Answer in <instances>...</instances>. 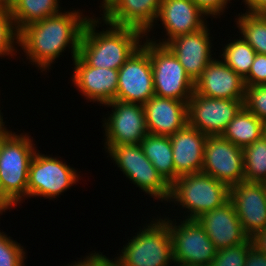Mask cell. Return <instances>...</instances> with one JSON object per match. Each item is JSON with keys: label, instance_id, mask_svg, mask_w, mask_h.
<instances>
[{"label": "cell", "instance_id": "cell-24", "mask_svg": "<svg viewBox=\"0 0 266 266\" xmlns=\"http://www.w3.org/2000/svg\"><path fill=\"white\" fill-rule=\"evenodd\" d=\"M264 134V122L243 107L229 122L222 137L244 149Z\"/></svg>", "mask_w": 266, "mask_h": 266}, {"label": "cell", "instance_id": "cell-28", "mask_svg": "<svg viewBox=\"0 0 266 266\" xmlns=\"http://www.w3.org/2000/svg\"><path fill=\"white\" fill-rule=\"evenodd\" d=\"M244 181L266 183V135L243 149Z\"/></svg>", "mask_w": 266, "mask_h": 266}, {"label": "cell", "instance_id": "cell-16", "mask_svg": "<svg viewBox=\"0 0 266 266\" xmlns=\"http://www.w3.org/2000/svg\"><path fill=\"white\" fill-rule=\"evenodd\" d=\"M230 201L249 238L266 228V183L235 184L230 187Z\"/></svg>", "mask_w": 266, "mask_h": 266}, {"label": "cell", "instance_id": "cell-36", "mask_svg": "<svg viewBox=\"0 0 266 266\" xmlns=\"http://www.w3.org/2000/svg\"><path fill=\"white\" fill-rule=\"evenodd\" d=\"M244 266H266V254L259 252L251 246L247 251V258Z\"/></svg>", "mask_w": 266, "mask_h": 266}, {"label": "cell", "instance_id": "cell-11", "mask_svg": "<svg viewBox=\"0 0 266 266\" xmlns=\"http://www.w3.org/2000/svg\"><path fill=\"white\" fill-rule=\"evenodd\" d=\"M111 108V114L102 118L104 146L140 144L148 134L144 106L114 100L103 105Z\"/></svg>", "mask_w": 266, "mask_h": 266}, {"label": "cell", "instance_id": "cell-39", "mask_svg": "<svg viewBox=\"0 0 266 266\" xmlns=\"http://www.w3.org/2000/svg\"><path fill=\"white\" fill-rule=\"evenodd\" d=\"M14 208L8 200L1 194L0 192V215L5 214L6 211H10V209Z\"/></svg>", "mask_w": 266, "mask_h": 266}, {"label": "cell", "instance_id": "cell-9", "mask_svg": "<svg viewBox=\"0 0 266 266\" xmlns=\"http://www.w3.org/2000/svg\"><path fill=\"white\" fill-rule=\"evenodd\" d=\"M155 96L188 102L195 83L166 45L149 41Z\"/></svg>", "mask_w": 266, "mask_h": 266}, {"label": "cell", "instance_id": "cell-40", "mask_svg": "<svg viewBox=\"0 0 266 266\" xmlns=\"http://www.w3.org/2000/svg\"><path fill=\"white\" fill-rule=\"evenodd\" d=\"M12 133V129L9 130L7 127L0 128V151L4 140Z\"/></svg>", "mask_w": 266, "mask_h": 266}, {"label": "cell", "instance_id": "cell-8", "mask_svg": "<svg viewBox=\"0 0 266 266\" xmlns=\"http://www.w3.org/2000/svg\"><path fill=\"white\" fill-rule=\"evenodd\" d=\"M160 213L168 225L174 263L186 266H209L217 249L196 219H171ZM165 217V218H164ZM180 222V223H179Z\"/></svg>", "mask_w": 266, "mask_h": 266}, {"label": "cell", "instance_id": "cell-5", "mask_svg": "<svg viewBox=\"0 0 266 266\" xmlns=\"http://www.w3.org/2000/svg\"><path fill=\"white\" fill-rule=\"evenodd\" d=\"M33 140L13 131L0 151V192L14 208L27 200L29 165L38 150Z\"/></svg>", "mask_w": 266, "mask_h": 266}, {"label": "cell", "instance_id": "cell-3", "mask_svg": "<svg viewBox=\"0 0 266 266\" xmlns=\"http://www.w3.org/2000/svg\"><path fill=\"white\" fill-rule=\"evenodd\" d=\"M146 220L128 238L114 257L115 266H173V249L168 225L157 215ZM149 222V223H147ZM121 251V252H120Z\"/></svg>", "mask_w": 266, "mask_h": 266}, {"label": "cell", "instance_id": "cell-38", "mask_svg": "<svg viewBox=\"0 0 266 266\" xmlns=\"http://www.w3.org/2000/svg\"><path fill=\"white\" fill-rule=\"evenodd\" d=\"M250 239L253 247H255L259 252L266 254V228L256 233Z\"/></svg>", "mask_w": 266, "mask_h": 266}, {"label": "cell", "instance_id": "cell-37", "mask_svg": "<svg viewBox=\"0 0 266 266\" xmlns=\"http://www.w3.org/2000/svg\"><path fill=\"white\" fill-rule=\"evenodd\" d=\"M242 2L247 13L266 14V0H242Z\"/></svg>", "mask_w": 266, "mask_h": 266}, {"label": "cell", "instance_id": "cell-2", "mask_svg": "<svg viewBox=\"0 0 266 266\" xmlns=\"http://www.w3.org/2000/svg\"><path fill=\"white\" fill-rule=\"evenodd\" d=\"M95 16L93 13L85 24L78 56L88 66L119 70L142 45L145 34L135 28L111 25ZM102 26L105 28L100 31Z\"/></svg>", "mask_w": 266, "mask_h": 266}, {"label": "cell", "instance_id": "cell-34", "mask_svg": "<svg viewBox=\"0 0 266 266\" xmlns=\"http://www.w3.org/2000/svg\"><path fill=\"white\" fill-rule=\"evenodd\" d=\"M195 5L207 16L212 19L221 18L227 12L230 1L232 0H192ZM228 6V7H227Z\"/></svg>", "mask_w": 266, "mask_h": 266}, {"label": "cell", "instance_id": "cell-20", "mask_svg": "<svg viewBox=\"0 0 266 266\" xmlns=\"http://www.w3.org/2000/svg\"><path fill=\"white\" fill-rule=\"evenodd\" d=\"M194 91L216 99H244V79L235 73L220 57L214 58L195 82Z\"/></svg>", "mask_w": 266, "mask_h": 266}, {"label": "cell", "instance_id": "cell-10", "mask_svg": "<svg viewBox=\"0 0 266 266\" xmlns=\"http://www.w3.org/2000/svg\"><path fill=\"white\" fill-rule=\"evenodd\" d=\"M154 95L149 40L145 38L142 45L118 70L115 100L144 105Z\"/></svg>", "mask_w": 266, "mask_h": 266}, {"label": "cell", "instance_id": "cell-19", "mask_svg": "<svg viewBox=\"0 0 266 266\" xmlns=\"http://www.w3.org/2000/svg\"><path fill=\"white\" fill-rule=\"evenodd\" d=\"M196 220L217 250L242 244L249 239L230 200L219 208L203 213Z\"/></svg>", "mask_w": 266, "mask_h": 266}, {"label": "cell", "instance_id": "cell-17", "mask_svg": "<svg viewBox=\"0 0 266 266\" xmlns=\"http://www.w3.org/2000/svg\"><path fill=\"white\" fill-rule=\"evenodd\" d=\"M162 0H106L100 18L114 26L131 27L146 34L156 23Z\"/></svg>", "mask_w": 266, "mask_h": 266}, {"label": "cell", "instance_id": "cell-44", "mask_svg": "<svg viewBox=\"0 0 266 266\" xmlns=\"http://www.w3.org/2000/svg\"><path fill=\"white\" fill-rule=\"evenodd\" d=\"M173 266H186V265H181V264L174 263Z\"/></svg>", "mask_w": 266, "mask_h": 266}, {"label": "cell", "instance_id": "cell-41", "mask_svg": "<svg viewBox=\"0 0 266 266\" xmlns=\"http://www.w3.org/2000/svg\"><path fill=\"white\" fill-rule=\"evenodd\" d=\"M17 0H0V7L11 9Z\"/></svg>", "mask_w": 266, "mask_h": 266}, {"label": "cell", "instance_id": "cell-42", "mask_svg": "<svg viewBox=\"0 0 266 266\" xmlns=\"http://www.w3.org/2000/svg\"><path fill=\"white\" fill-rule=\"evenodd\" d=\"M1 101V100H0ZM1 108V107H0ZM3 113L1 112L0 110V128H3V127H6L7 125L5 124L6 123V120L4 121V118H3Z\"/></svg>", "mask_w": 266, "mask_h": 266}, {"label": "cell", "instance_id": "cell-1", "mask_svg": "<svg viewBox=\"0 0 266 266\" xmlns=\"http://www.w3.org/2000/svg\"><path fill=\"white\" fill-rule=\"evenodd\" d=\"M71 9L28 24L19 31L18 47L28 63L43 74L52 70L66 48L71 52L72 61L78 56L81 35L91 15H84L85 9Z\"/></svg>", "mask_w": 266, "mask_h": 266}, {"label": "cell", "instance_id": "cell-27", "mask_svg": "<svg viewBox=\"0 0 266 266\" xmlns=\"http://www.w3.org/2000/svg\"><path fill=\"white\" fill-rule=\"evenodd\" d=\"M235 17L237 33L256 53L266 55V14L240 12Z\"/></svg>", "mask_w": 266, "mask_h": 266}, {"label": "cell", "instance_id": "cell-18", "mask_svg": "<svg viewBox=\"0 0 266 266\" xmlns=\"http://www.w3.org/2000/svg\"><path fill=\"white\" fill-rule=\"evenodd\" d=\"M209 28L207 24L200 31L177 36L166 44L194 83L200 78L207 65L215 58L213 55L214 50L212 49L214 44L212 43L213 39Z\"/></svg>", "mask_w": 266, "mask_h": 266}, {"label": "cell", "instance_id": "cell-43", "mask_svg": "<svg viewBox=\"0 0 266 266\" xmlns=\"http://www.w3.org/2000/svg\"><path fill=\"white\" fill-rule=\"evenodd\" d=\"M264 134L266 135V122H264Z\"/></svg>", "mask_w": 266, "mask_h": 266}, {"label": "cell", "instance_id": "cell-15", "mask_svg": "<svg viewBox=\"0 0 266 266\" xmlns=\"http://www.w3.org/2000/svg\"><path fill=\"white\" fill-rule=\"evenodd\" d=\"M72 84L87 102L103 105L115 100L118 70L88 66L79 56L73 60Z\"/></svg>", "mask_w": 266, "mask_h": 266}, {"label": "cell", "instance_id": "cell-33", "mask_svg": "<svg viewBox=\"0 0 266 266\" xmlns=\"http://www.w3.org/2000/svg\"><path fill=\"white\" fill-rule=\"evenodd\" d=\"M245 86L266 85V55L256 53L248 76L244 79Z\"/></svg>", "mask_w": 266, "mask_h": 266}, {"label": "cell", "instance_id": "cell-45", "mask_svg": "<svg viewBox=\"0 0 266 266\" xmlns=\"http://www.w3.org/2000/svg\"><path fill=\"white\" fill-rule=\"evenodd\" d=\"M106 0H101L100 2V5L98 7H100Z\"/></svg>", "mask_w": 266, "mask_h": 266}, {"label": "cell", "instance_id": "cell-35", "mask_svg": "<svg viewBox=\"0 0 266 266\" xmlns=\"http://www.w3.org/2000/svg\"><path fill=\"white\" fill-rule=\"evenodd\" d=\"M103 252L92 251L87 253L88 255L84 256L80 260L74 261L71 264H67L64 266H115L114 259L107 257L106 254H102Z\"/></svg>", "mask_w": 266, "mask_h": 266}, {"label": "cell", "instance_id": "cell-32", "mask_svg": "<svg viewBox=\"0 0 266 266\" xmlns=\"http://www.w3.org/2000/svg\"><path fill=\"white\" fill-rule=\"evenodd\" d=\"M244 107L266 122V85L245 86Z\"/></svg>", "mask_w": 266, "mask_h": 266}, {"label": "cell", "instance_id": "cell-29", "mask_svg": "<svg viewBox=\"0 0 266 266\" xmlns=\"http://www.w3.org/2000/svg\"><path fill=\"white\" fill-rule=\"evenodd\" d=\"M18 37L17 31L11 10L9 8L0 7V58L7 57V59H15L17 54L21 51L18 50ZM17 45V46H16ZM9 56V57H8ZM11 57V58H10ZM15 57V58H14Z\"/></svg>", "mask_w": 266, "mask_h": 266}, {"label": "cell", "instance_id": "cell-31", "mask_svg": "<svg viewBox=\"0 0 266 266\" xmlns=\"http://www.w3.org/2000/svg\"><path fill=\"white\" fill-rule=\"evenodd\" d=\"M251 246L252 241L249 238L242 244L217 250L216 256L209 266H244L247 251Z\"/></svg>", "mask_w": 266, "mask_h": 266}, {"label": "cell", "instance_id": "cell-22", "mask_svg": "<svg viewBox=\"0 0 266 266\" xmlns=\"http://www.w3.org/2000/svg\"><path fill=\"white\" fill-rule=\"evenodd\" d=\"M187 103L152 96L143 106L148 133L171 136L188 124Z\"/></svg>", "mask_w": 266, "mask_h": 266}, {"label": "cell", "instance_id": "cell-23", "mask_svg": "<svg viewBox=\"0 0 266 266\" xmlns=\"http://www.w3.org/2000/svg\"><path fill=\"white\" fill-rule=\"evenodd\" d=\"M140 145L157 172L171 185L175 181V167L170 136L148 133Z\"/></svg>", "mask_w": 266, "mask_h": 266}, {"label": "cell", "instance_id": "cell-7", "mask_svg": "<svg viewBox=\"0 0 266 266\" xmlns=\"http://www.w3.org/2000/svg\"><path fill=\"white\" fill-rule=\"evenodd\" d=\"M59 156L40 153L37 150L31 159L28 174L27 199L40 197L58 199L61 194L79 183L81 171L67 165ZM58 197V198H57Z\"/></svg>", "mask_w": 266, "mask_h": 266}, {"label": "cell", "instance_id": "cell-30", "mask_svg": "<svg viewBox=\"0 0 266 266\" xmlns=\"http://www.w3.org/2000/svg\"><path fill=\"white\" fill-rule=\"evenodd\" d=\"M26 254L22 244L0 230V266H25Z\"/></svg>", "mask_w": 266, "mask_h": 266}, {"label": "cell", "instance_id": "cell-6", "mask_svg": "<svg viewBox=\"0 0 266 266\" xmlns=\"http://www.w3.org/2000/svg\"><path fill=\"white\" fill-rule=\"evenodd\" d=\"M107 158L117 165V169L141 192L149 197L166 203L170 197V185L157 172L145 156L140 144H120L104 146Z\"/></svg>", "mask_w": 266, "mask_h": 266}, {"label": "cell", "instance_id": "cell-14", "mask_svg": "<svg viewBox=\"0 0 266 266\" xmlns=\"http://www.w3.org/2000/svg\"><path fill=\"white\" fill-rule=\"evenodd\" d=\"M205 174L229 187L244 182V152L221 135L208 136L204 149Z\"/></svg>", "mask_w": 266, "mask_h": 266}, {"label": "cell", "instance_id": "cell-25", "mask_svg": "<svg viewBox=\"0 0 266 266\" xmlns=\"http://www.w3.org/2000/svg\"><path fill=\"white\" fill-rule=\"evenodd\" d=\"M60 1L61 0H17L10 9L17 31L19 32L28 24L54 16L63 11L59 4Z\"/></svg>", "mask_w": 266, "mask_h": 266}, {"label": "cell", "instance_id": "cell-13", "mask_svg": "<svg viewBox=\"0 0 266 266\" xmlns=\"http://www.w3.org/2000/svg\"><path fill=\"white\" fill-rule=\"evenodd\" d=\"M206 19L207 16L192 0H162L156 23L145 34V38L156 44L166 45L171 39L177 36L200 31L209 24ZM158 21L161 22L164 30L161 33L165 32L163 34L165 36H161V40L153 36L155 34V30L153 29H156V25H160L157 23ZM153 31L154 33L151 34Z\"/></svg>", "mask_w": 266, "mask_h": 266}, {"label": "cell", "instance_id": "cell-12", "mask_svg": "<svg viewBox=\"0 0 266 266\" xmlns=\"http://www.w3.org/2000/svg\"><path fill=\"white\" fill-rule=\"evenodd\" d=\"M244 107V99H216L195 91L187 103L188 125L208 136L222 135Z\"/></svg>", "mask_w": 266, "mask_h": 266}, {"label": "cell", "instance_id": "cell-26", "mask_svg": "<svg viewBox=\"0 0 266 266\" xmlns=\"http://www.w3.org/2000/svg\"><path fill=\"white\" fill-rule=\"evenodd\" d=\"M239 38V39H238ZM229 39L218 55L235 73L245 79L255 59L256 51L242 38Z\"/></svg>", "mask_w": 266, "mask_h": 266}, {"label": "cell", "instance_id": "cell-21", "mask_svg": "<svg viewBox=\"0 0 266 266\" xmlns=\"http://www.w3.org/2000/svg\"><path fill=\"white\" fill-rule=\"evenodd\" d=\"M208 135L188 124L170 136L175 167V181L182 175L202 171Z\"/></svg>", "mask_w": 266, "mask_h": 266}, {"label": "cell", "instance_id": "cell-4", "mask_svg": "<svg viewBox=\"0 0 266 266\" xmlns=\"http://www.w3.org/2000/svg\"><path fill=\"white\" fill-rule=\"evenodd\" d=\"M230 200V187L203 172L185 174L170 185L167 202L183 210V219H197L203 213L219 208ZM172 202V203H171ZM181 206V207H180Z\"/></svg>", "mask_w": 266, "mask_h": 266}]
</instances>
